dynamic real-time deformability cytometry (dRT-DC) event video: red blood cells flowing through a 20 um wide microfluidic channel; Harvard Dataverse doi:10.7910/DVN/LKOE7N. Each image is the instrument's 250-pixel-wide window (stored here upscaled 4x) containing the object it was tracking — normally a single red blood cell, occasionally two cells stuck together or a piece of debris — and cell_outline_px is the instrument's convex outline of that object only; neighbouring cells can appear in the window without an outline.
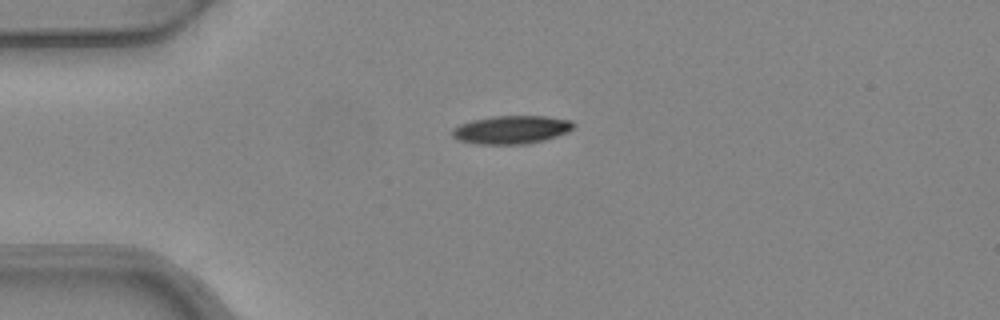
{"species": "common noctule bat (a hibernating species)", "species_latin": "Nyctalus noctula", "temperature_condition": "warm", "stored_images_in_passage": 2, "camera_frame_rate_fps": 3000, "um_per_image_px": 0.085, "animal": {"sex": "female", "body_mass_g": 24.6, "forearm_length_mm": 56.2}, "frame": {"image": 1, "passage_image": 1, "time_ms": 0.0, "image_size_px": [1000, 320], "cell_outline_px": [[576, 124], [568, 132], [544, 140], [528, 144], [476, 144], [460, 140], [452, 136], [452, 128], [460, 124], [472, 120], [492, 116], [548, 116], [572, 120]], "centroid_in_image_um": [43.49, 11.02], "position_along_channel_um": 41.5, "area_um2": 20.06}}